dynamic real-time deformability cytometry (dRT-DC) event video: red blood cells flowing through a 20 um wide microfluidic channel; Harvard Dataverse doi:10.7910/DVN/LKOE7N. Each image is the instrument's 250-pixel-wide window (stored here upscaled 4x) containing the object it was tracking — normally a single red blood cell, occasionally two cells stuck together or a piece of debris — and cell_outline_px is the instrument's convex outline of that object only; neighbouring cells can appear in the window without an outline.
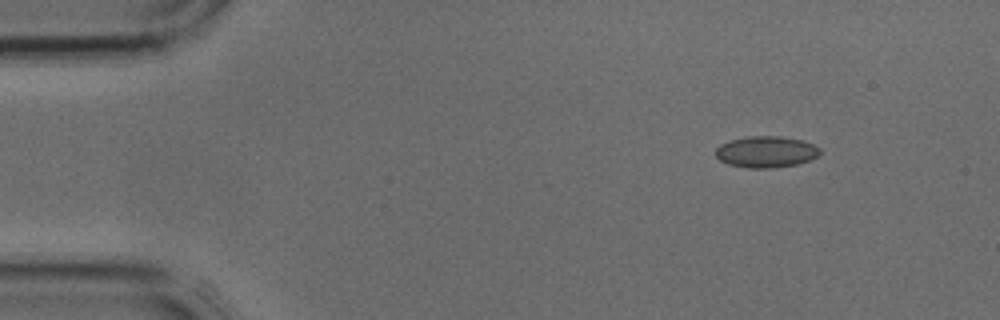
{"species": "common noctule bat (a hibernating species)", "species_latin": "Nyctalus noctula", "temperature_condition": "cold", "stored_images_in_passage": 4, "camera_frame_rate_fps": 3000, "um_per_image_px": 0.085, "animal": {"sex": "male", "body_mass_g": 17.9, "forearm_length_mm": 54.2}, "frame": {"image": 1, "passage_image": 4, "time_ms": 1.0, "image_size_px": [1000, 320], "cell_outline_px": [[820, 152], [816, 156], [808, 160], [796, 164], [772, 168], [748, 168], [728, 164], [720, 160], [716, 156], [716, 148], [720, 144], [728, 140], [748, 136], [780, 136], [804, 140], [820, 148]], "centroid_in_image_um": [65.09, 12.89], "position_along_channel_um": 19.9, "area_um2": 19.07}}